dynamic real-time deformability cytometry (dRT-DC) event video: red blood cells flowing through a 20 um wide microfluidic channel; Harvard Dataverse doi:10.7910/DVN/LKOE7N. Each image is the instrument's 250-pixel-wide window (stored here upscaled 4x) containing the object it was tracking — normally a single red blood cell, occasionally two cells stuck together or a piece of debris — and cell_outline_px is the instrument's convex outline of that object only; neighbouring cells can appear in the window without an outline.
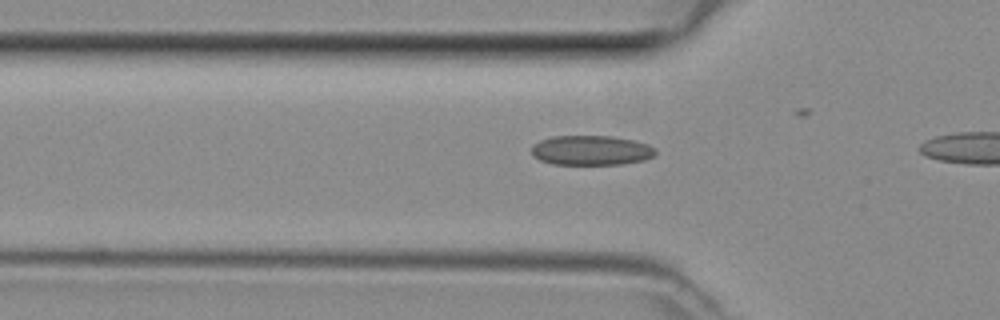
{"species": "common noctule bat (a hibernating species)", "species_latin": "Nyctalus noctula", "temperature_condition": "room temperature", "stored_images_in_passage": 6, "camera_frame_rate_fps": 3000, "um_per_image_px": 0.085, "animal": {"sex": "female", "body_mass_g": 29.2, "forearm_length_mm": 56.3}, "frame": {"image": 1, "passage_image": 4, "time_ms": 1.0, "image_size_px": [1000, 320], "cell_outline_px": [[656, 156], [644, 160], [624, 164], [552, 164], [540, 160], [532, 156], [532, 144], [540, 140], [552, 136], [612, 136], [632, 140], [648, 144], [656, 148]], "centroid_in_image_um": [50.26, 12.78], "position_along_channel_um": 75.5, "area_um2": 21.68}}